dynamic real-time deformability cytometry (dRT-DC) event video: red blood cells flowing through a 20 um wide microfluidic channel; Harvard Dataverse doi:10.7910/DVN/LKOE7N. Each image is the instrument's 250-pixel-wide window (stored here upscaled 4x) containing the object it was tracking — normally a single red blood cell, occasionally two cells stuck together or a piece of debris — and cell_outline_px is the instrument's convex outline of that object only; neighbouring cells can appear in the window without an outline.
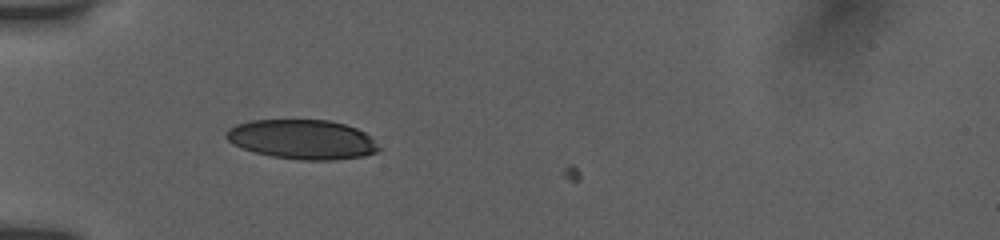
{"species": "human", "species_latin": "Homo sapiens", "temperature_condition": "room temperature", "stored_images_in_passage": 47, "camera_frame_rate_fps": 3000, "um_per_image_px": 0.085, "donor": {"sex": "female"}, "frame": {"image": 1, "passage_image": 1, "time_ms": 0.0, "image_size_px": [1000, 240], "cell_outline_px": [[380, 148], [376, 152], [364, 156], [332, 160], [300, 160], [272, 156], [256, 152], [232, 144], [224, 136], [224, 132], [228, 128], [236, 124], [248, 120], [328, 120], [344, 124], [356, 128], [364, 132]], "centroid_in_image_um": [25.64, 11.84], "position_along_channel_um": 59.4, "area_um2": 35.03}}
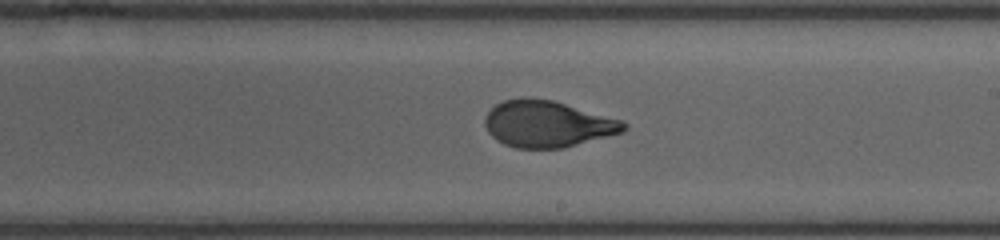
{"frame": {"image": 2, "passage_image": 21, "time_ms": 5.0, "image_size_px": [1000, 240], "cell_outline_px": [[628, 128], [624, 132], [564, 148], [516, 148], [504, 144], [496, 140], [488, 132], [484, 124], [484, 116], [496, 104], [504, 100], [524, 96], [528, 96], [552, 100], [624, 120], [628, 124]], "centroid_in_image_um": [46.55, 10.53], "position_along_channel_um": 242.5, "area_um2": 38.09}}
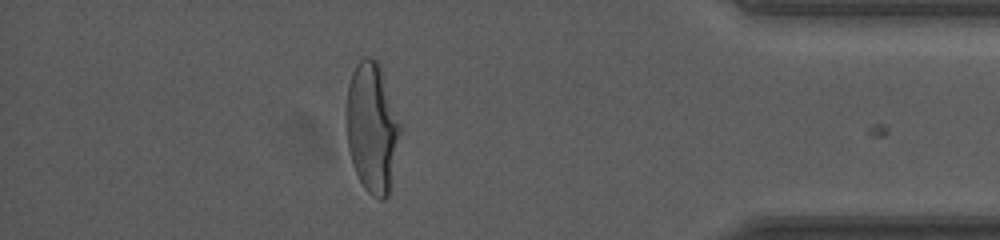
{"frame": {"image": 3, "passage_image": 39, "time_ms": 10.0, "image_size_px": [1000, 240], "cell_outline_px": [[400, 132], [388, 196], [384, 200], [380, 200], [372, 196], [364, 188], [356, 172], [348, 148], [344, 112], [348, 84], [352, 72], [356, 64], [364, 56], [368, 56], [376, 60], [380, 64], [400, 124]], "centroid_in_image_um": [31.58, 10.81], "position_along_channel_um": 403.6, "area_um2": 40.81}, "authors_computed_cell_mechanics": {"area_um2": 38.3214, "velocity_mm_per_s": 3.8689, "shape_relaxation_time_tau1_ms": 6.9693, "shape_relaxation_time_tau2_ms": null, "deformation_change_tau1": 0.2406, "deformation_change_tau2": null}}